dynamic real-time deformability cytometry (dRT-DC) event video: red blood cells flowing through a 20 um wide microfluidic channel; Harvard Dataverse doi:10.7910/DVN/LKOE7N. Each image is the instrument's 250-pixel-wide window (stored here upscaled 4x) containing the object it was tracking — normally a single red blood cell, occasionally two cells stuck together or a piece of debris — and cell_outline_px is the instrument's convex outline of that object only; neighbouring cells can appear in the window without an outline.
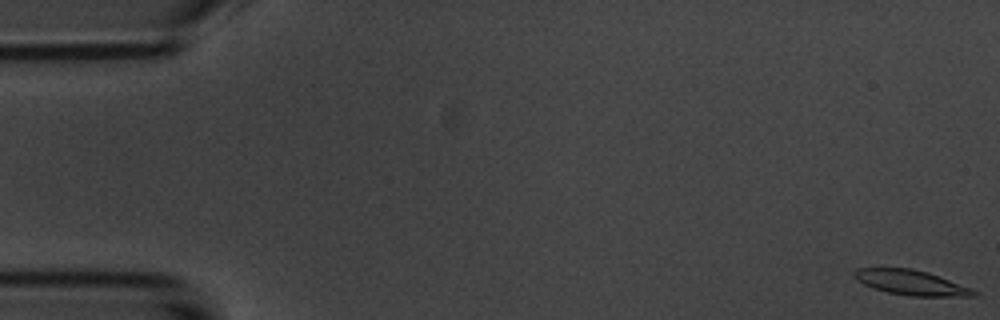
{"species": "common noctule bat (a hibernating species)", "species_latin": "Nyctalus noctula", "temperature_condition": "room temperature", "stored_images_in_passage": 55, "camera_frame_rate_fps": 3000, "um_per_image_px": 0.085, "animal": {"sex": "male", "body_mass_g": 20.1, "forearm_length_mm": 53.5}, "frame": {"image": 1, "passage_image": 1, "time_ms": 0.0, "image_size_px": [1000, 320], "cell_outline_px": [[980, 292], [976, 296], [908, 296], [888, 292], [872, 288], [856, 280], [852, 276], [852, 272], [856, 268], [912, 268], [928, 272], [972, 288]], "centroid_in_image_um": [77.43, 24.01], "position_along_channel_um": 7.6, "area_um2": 17.57}}
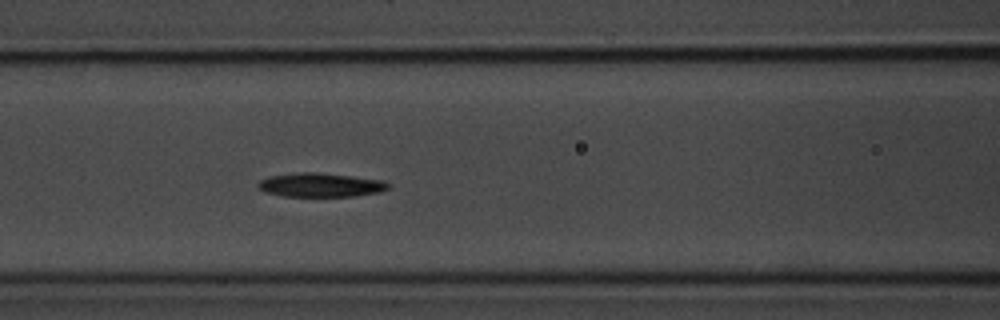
{"frame": {"image": 2, "passage_image": 23, "time_ms": 7.333, "image_size_px": [1000, 320], "cell_outline_px": [[392, 184], [388, 188], [380, 192], [356, 196], [284, 196], [264, 192], [256, 184], [260, 180], [268, 176], [300, 172], [316, 172], [380, 180]], "centroid_in_image_um": [27.22, 15.72], "position_along_channel_um": 139.4, "area_um2": 18.03}}
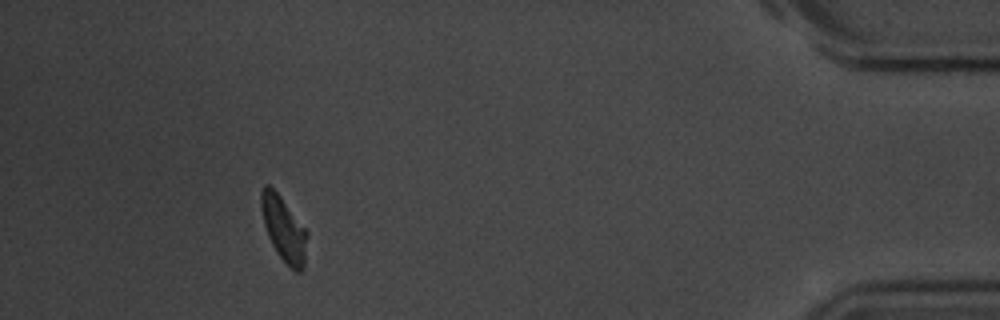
{"frame": {"image": 3, "passage_image": 50, "time_ms": 16.333, "image_size_px": [1000, 320], "cell_outline_px": [[308, 236], [304, 268], [300, 272], [296, 272], [276, 252], [268, 236], [264, 224], [260, 204], [260, 192], [264, 184], [268, 184], [280, 196], [308, 232]], "centroid_in_image_um": [24.12, 19.46], "position_along_channel_um": 411.1, "area_um2": 17.22}, "authors_computed_cell_mechanics": {"area_um2": 18.0336, "velocity_mm_per_s": 3.6916, "shape_relaxation_time_tau1_ms": 5.1512, "shape_relaxation_time_tau2_ms": null, "deformation_change_tau1": 0.1377, "deformation_change_tau2": null}}